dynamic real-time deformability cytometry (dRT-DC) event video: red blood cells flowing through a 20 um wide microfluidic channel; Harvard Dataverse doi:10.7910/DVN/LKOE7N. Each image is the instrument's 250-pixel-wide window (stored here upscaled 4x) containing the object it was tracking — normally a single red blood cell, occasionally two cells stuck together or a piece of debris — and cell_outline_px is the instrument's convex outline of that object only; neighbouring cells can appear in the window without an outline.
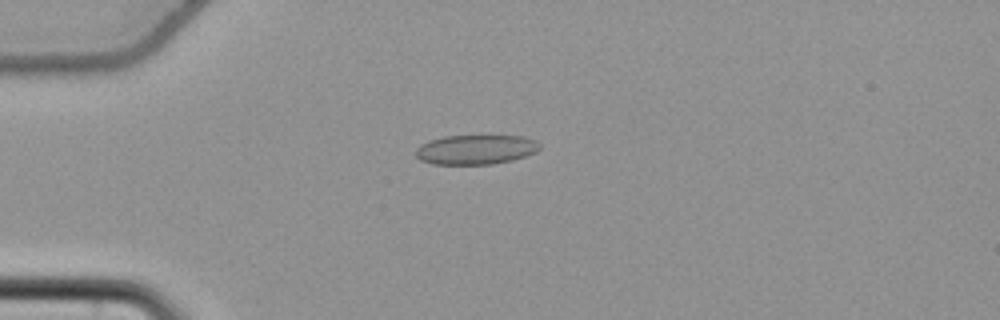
{"species": "common noctule bat (a hibernating species)", "species_latin": "Nyctalus noctula", "temperature_condition": "cold", "stored_images_in_passage": 12, "camera_frame_rate_fps": 3000, "um_per_image_px": 0.085, "animal": {"sex": "female", "body_mass_g": 22.7, "forearm_length_mm": 54.2}, "frame": {"image": 1, "passage_image": 1, "time_ms": 0.0, "image_size_px": [1000, 320], "cell_outline_px": [[540, 148], [536, 152], [512, 160], [492, 164], [432, 164], [420, 160], [416, 156], [416, 148], [420, 144], [428, 140], [444, 136], [524, 136], [536, 140], [540, 144]], "centroid_in_image_um": [40.42, 12.71], "position_along_channel_um": 44.6, "area_um2": 21.44}}
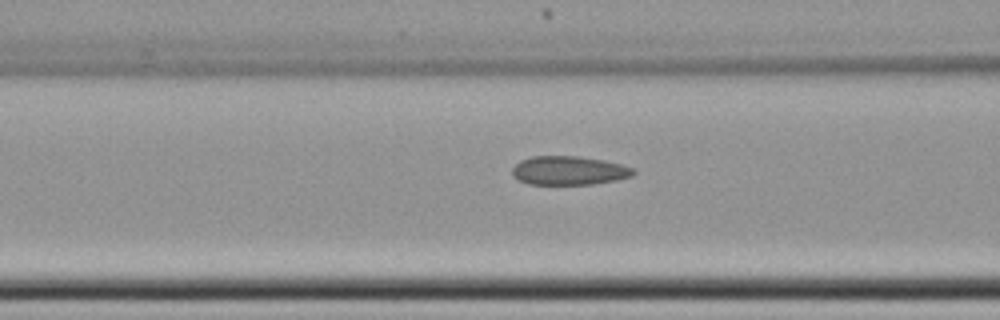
{"frame": {"image": 2, "passage_image": 9, "time_ms": 2.667, "image_size_px": [1000, 320], "cell_outline_px": [[636, 172], [632, 176], [616, 180], [592, 184], [528, 184], [516, 180], [512, 176], [512, 168], [520, 160], [532, 156], [576, 156], [604, 160], [636, 168]], "centroid_in_image_um": [48.35, 14.5], "position_along_channel_um": 118.3, "area_um2": 20.52}}
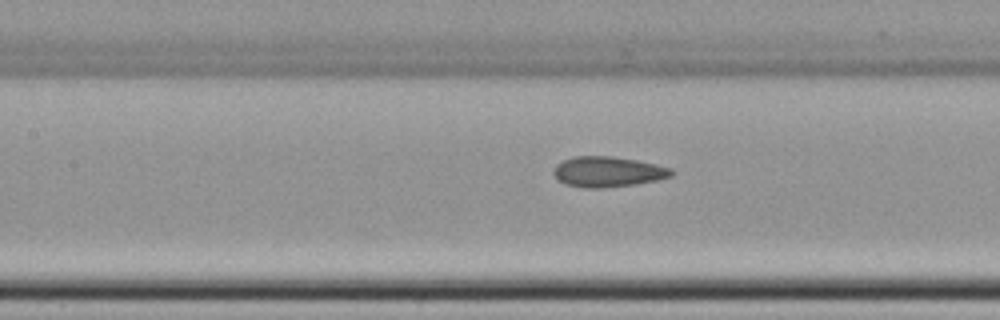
{"frame": {"image": 3, "passage_image": 12, "time_ms": 3.667, "image_size_px": [1000, 320], "cell_outline_px": [[672, 176], [656, 180], [632, 184], [604, 188], [584, 188], [564, 184], [556, 180], [552, 172], [556, 164], [572, 156], [612, 156], [636, 160], [656, 164], [672, 168]], "centroid_in_image_um": [51.6, 14.6], "position_along_channel_um": 155.8, "area_um2": 20.98}}